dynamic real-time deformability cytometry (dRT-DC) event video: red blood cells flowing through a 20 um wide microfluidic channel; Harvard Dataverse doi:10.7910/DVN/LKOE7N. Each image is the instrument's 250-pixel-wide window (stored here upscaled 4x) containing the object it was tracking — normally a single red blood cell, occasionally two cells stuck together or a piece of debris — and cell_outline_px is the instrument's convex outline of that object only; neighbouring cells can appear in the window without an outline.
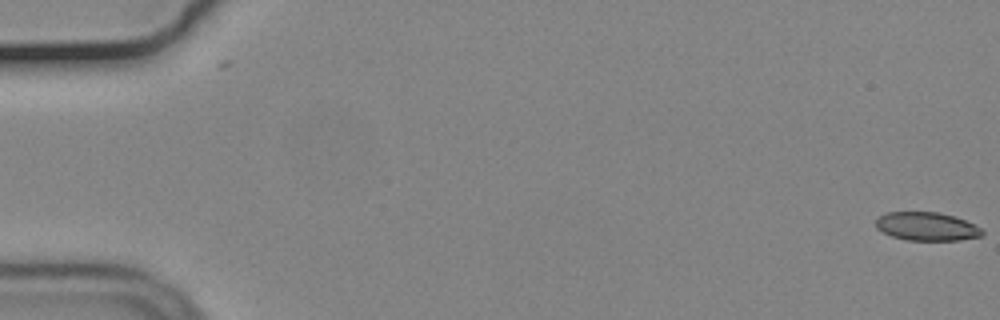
{"species": "common noctule bat (a hibernating species)", "species_latin": "Nyctalus noctula", "temperature_condition": "cold", "stored_images_in_passage": 56, "camera_frame_rate_fps": 3000, "um_per_image_px": 0.085, "animal": {"sex": "male", "body_mass_g": 19.2, "forearm_length_mm": 51.8}, "frame": {"image": 1, "passage_image": 1, "time_ms": 0.0, "image_size_px": [1000, 320], "cell_outline_px": [[984, 236], [960, 240], [908, 240], [892, 236], [876, 228], [876, 220], [880, 216], [888, 212], [940, 212], [956, 216], [980, 228], [984, 232]], "centroid_in_image_um": [78.8, 19.24], "position_along_channel_um": 6.2, "area_um2": 17.57}}
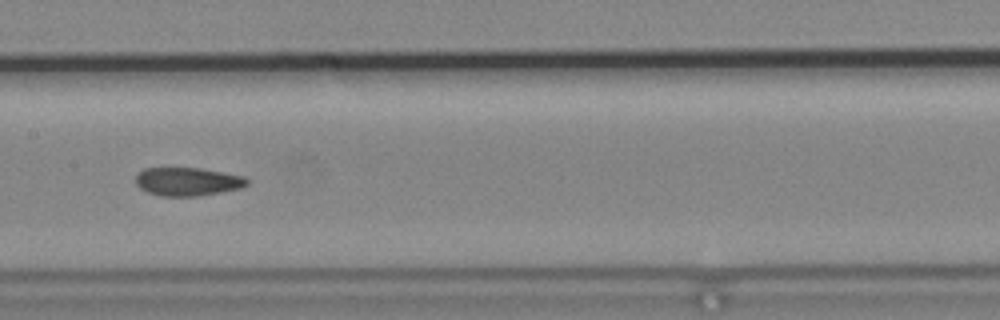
{"frame": {"image": 2, "passage_image": 29, "time_ms": 9.333, "image_size_px": [1000, 320], "cell_outline_px": [[248, 184], [240, 188], [200, 196], [160, 196], [148, 192], [140, 188], [136, 184], [136, 176], [144, 168], [200, 168], [244, 176], [248, 180]], "centroid_in_image_um": [15.94, 15.44], "position_along_channel_um": 191.5, "area_um2": 18.32}}
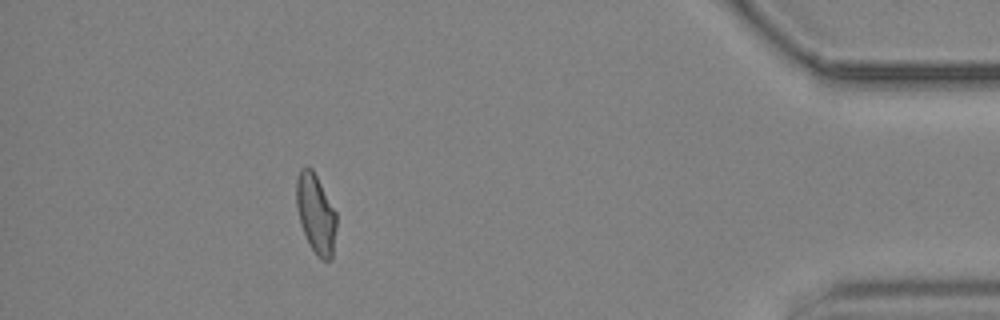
{"frame": {"image": 3, "passage_image": 51, "time_ms": 16.667, "image_size_px": [1000, 320], "cell_outline_px": [[336, 228], [332, 260], [324, 260], [316, 256], [300, 224], [296, 208], [296, 180], [300, 168], [312, 168], [336, 212]], "centroid_in_image_um": [26.84, 18.18], "position_along_channel_um": 408.4, "area_um2": 18.44}, "authors_computed_cell_mechanics": {"area_um2": 18.9006, "velocity_mm_per_s": 3.6934, "shape_relaxation_time_tau1_ms": null, "shape_relaxation_time_tau2_ms": 2.7583, "deformation_change_tau1": null, "deformation_change_tau2": 0.0762}}